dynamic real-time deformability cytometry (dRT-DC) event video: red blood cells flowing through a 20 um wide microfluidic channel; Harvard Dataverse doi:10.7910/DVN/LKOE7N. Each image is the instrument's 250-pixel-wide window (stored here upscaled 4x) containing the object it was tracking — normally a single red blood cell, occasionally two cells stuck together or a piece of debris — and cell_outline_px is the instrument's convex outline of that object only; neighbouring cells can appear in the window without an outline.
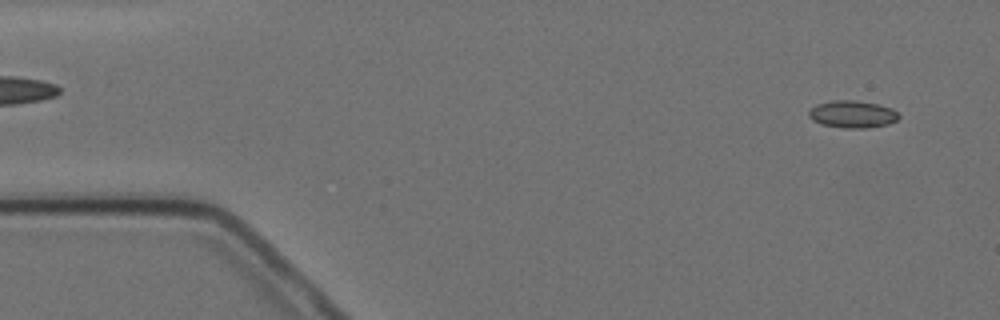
{"species": "Egyptian fruit bat (a non-hibernating species)", "species_latin": "Rousettus aegyptiacus", "temperature_condition": "cold", "stored_images_in_passage": 14, "camera_frame_rate_fps": 3000, "um_per_image_px": 0.085, "animal": {"sex": "female"}, "frame": {"image": 1, "passage_image": 1, "time_ms": 0.0, "image_size_px": [1000, 320], "cell_outline_px": [[900, 116], [896, 120], [888, 124], [868, 128], [844, 128], [820, 124], [812, 120], [808, 116], [808, 112], [816, 104], [832, 100], [856, 100], [876, 104], [892, 108]], "centroid_in_image_um": [72.43, 9.71], "position_along_channel_um": 12.6, "area_um2": 14.33}}
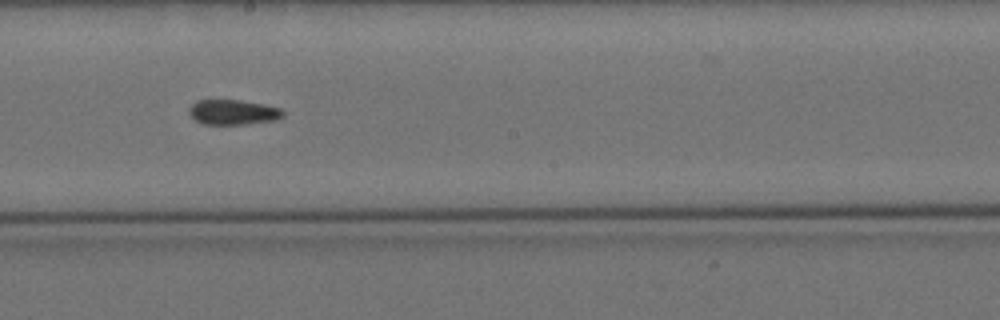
{"frame": {"image": 2, "passage_image": 8, "time_ms": 9.0, "image_size_px": [1000, 320], "cell_outline_px": [[284, 116], [276, 120], [244, 124], [204, 124], [196, 120], [188, 112], [188, 108], [196, 100], [240, 100], [264, 104], [280, 108], [284, 112]], "centroid_in_image_um": [19.82, 9.53], "position_along_channel_um": 228.4, "area_um2": 13.7}}
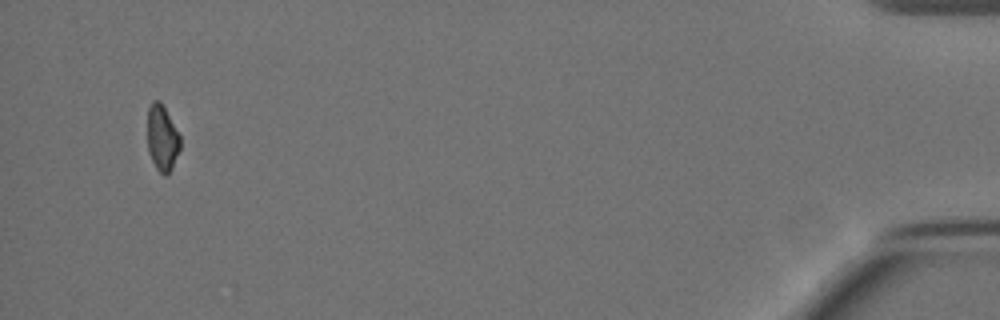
{"frame": {"image": 3, "passage_image": 14, "time_ms": 17.0, "image_size_px": [1000, 320], "cell_outline_px": [[180, 148], [172, 168], [168, 176], [164, 176], [156, 168], [148, 152], [148, 108], [152, 100], [160, 100], [180, 136]], "centroid_in_image_um": [13.78, 11.75], "position_along_channel_um": 421.4, "area_um2": 12.54}, "authors_computed_cell_mechanics": {"area_um2": 13.8431, "velocity_mm_per_s": 3.5059, "shape_relaxation_time_tau1_ms": null, "shape_relaxation_time_tau2_ms": 10.4993, "deformation_change_tau1": null, "deformation_change_tau2": 0.1884}}